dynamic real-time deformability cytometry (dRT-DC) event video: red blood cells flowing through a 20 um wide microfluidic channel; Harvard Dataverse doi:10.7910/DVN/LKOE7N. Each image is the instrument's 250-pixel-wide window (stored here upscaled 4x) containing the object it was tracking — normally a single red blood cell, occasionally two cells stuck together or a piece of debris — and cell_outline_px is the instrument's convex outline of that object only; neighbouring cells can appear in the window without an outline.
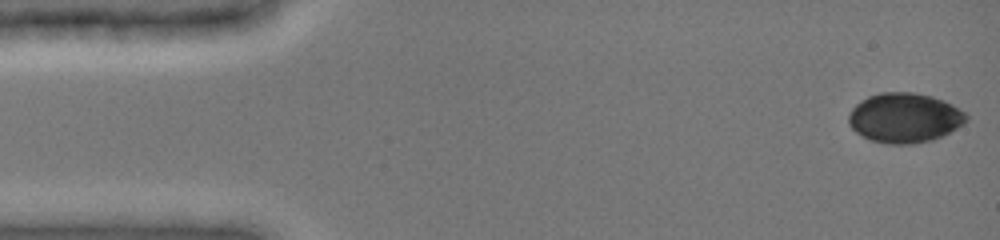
{"species": "common noctule bat (a hibernating species)", "species_latin": "Nyctalus noctula", "temperature_condition": "cold", "stored_images_in_passage": 48, "camera_frame_rate_fps": 3000, "um_per_image_px": 0.085, "animal": {"sex": "female", "body_mass_g": 19.0, "forearm_length_mm": 51.5}, "frame": {"image": 1, "passage_image": 1, "time_ms": 0.0, "image_size_px": [1000, 240], "cell_outline_px": [[968, 120], [964, 124], [944, 136], [932, 140], [912, 144], [888, 144], [868, 140], [856, 132], [848, 124], [848, 116], [852, 108], [860, 100], [868, 96], [880, 92], [912, 92], [932, 96], [944, 100], [952, 104], [964, 112], [968, 116]], "centroid_in_image_um": [76.89, 10.02], "position_along_channel_um": 8.1, "area_um2": 34.51}}
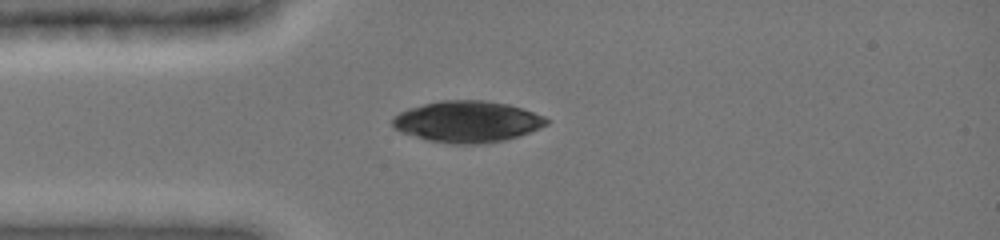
{"frame": {"image": 2, "passage_image": 12, "time_ms": 3.667, "image_size_px": [1000, 240], "cell_outline_px": [[552, 120], [548, 124], [540, 128], [504, 140], [476, 144], [452, 144], [428, 140], [400, 132], [392, 124], [392, 116], [408, 108], [440, 100], [484, 100], [508, 104], [544, 116]], "centroid_in_image_um": [39.7, 10.33], "position_along_channel_um": 45.3, "area_um2": 36.99}}